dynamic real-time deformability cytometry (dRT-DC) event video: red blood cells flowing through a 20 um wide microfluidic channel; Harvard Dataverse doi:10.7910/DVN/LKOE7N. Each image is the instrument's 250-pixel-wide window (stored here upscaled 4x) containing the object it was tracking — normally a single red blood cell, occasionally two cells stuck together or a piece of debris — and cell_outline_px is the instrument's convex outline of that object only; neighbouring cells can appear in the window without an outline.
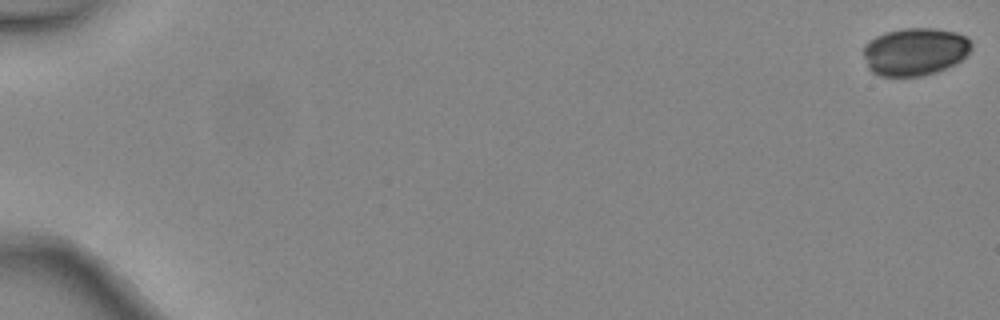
{"species": "common noctule bat (a hibernating species)", "species_latin": "Nyctalus noctula", "temperature_condition": "warm", "stored_images_in_passage": 5, "segment_of_instrument_passage": [1, 2], "camera_frame_rate_fps": 3000, "um_per_image_px": 0.085, "animal": {"sex": "female", "body_mass_g": 24.6, "forearm_length_mm": 56.2}, "frame": {"image": 1, "passage_image": 1, "time_ms": 0.0, "image_size_px": [1000, 320], "cell_outline_px": [[972, 48], [960, 60], [936, 72], [920, 76], [880, 76], [872, 72], [868, 68], [864, 56], [864, 44], [868, 40], [876, 36], [888, 32], [904, 28], [936, 28], [956, 32], [964, 36], [972, 44]], "centroid_in_image_um": [77.74, 4.38], "position_along_channel_um": 7.3, "area_um2": 29.82}}